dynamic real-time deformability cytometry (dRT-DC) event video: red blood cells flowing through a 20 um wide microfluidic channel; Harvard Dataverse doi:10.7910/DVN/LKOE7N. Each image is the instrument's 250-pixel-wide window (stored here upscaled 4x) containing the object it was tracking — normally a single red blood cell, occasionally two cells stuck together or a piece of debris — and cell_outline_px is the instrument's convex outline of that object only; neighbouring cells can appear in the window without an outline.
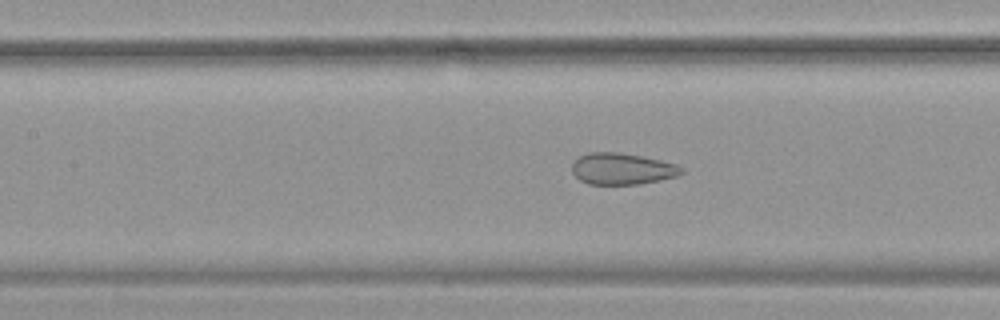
{"species": "common noctule bat (a hibernating species)", "species_latin": "Nyctalus noctula", "temperature_condition": "warm", "stored_images_in_passage": 54, "camera_frame_rate_fps": 3000, "um_per_image_px": 0.085, "animal": {"sex": "female", "body_mass_g": 19.9}, "frame": {"image": 1, "passage_image": 25, "time_ms": 8.0, "image_size_px": [1000, 320], "cell_outline_px": [[684, 172], [676, 176], [660, 180], [640, 184], [588, 184], [580, 180], [572, 172], [572, 164], [580, 156], [588, 152], [620, 152], [660, 160], [676, 164], [684, 168]], "centroid_in_image_um": [52.88, 14.35], "position_along_channel_um": 154.5, "area_um2": 20.06}}
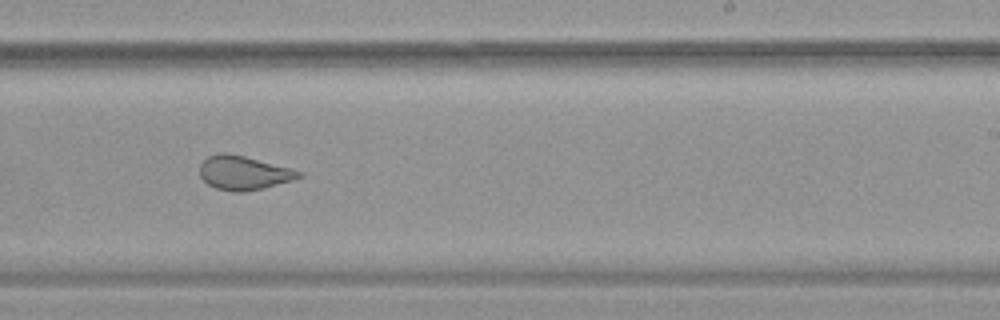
{"frame": {"image": 2, "passage_image": 34, "time_ms": 11.0, "image_size_px": [1000, 320], "cell_outline_px": [[304, 176], [292, 180], [244, 192], [236, 192], [216, 188], [208, 184], [200, 176], [200, 164], [208, 156], [216, 152], [228, 152], [292, 168], [304, 172]], "centroid_in_image_um": [20.71, 14.67], "position_along_channel_um": 268.3, "area_um2": 19.59}}
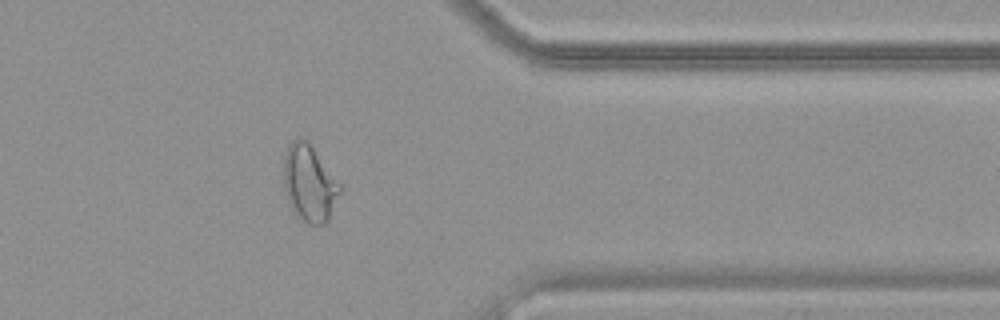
{"frame": {"image": 3, "passage_image": 44, "time_ms": 14.333, "image_size_px": [1000, 320], "cell_outline_px": [[340, 192], [328, 220], [324, 224], [308, 224], [296, 216], [292, 208], [284, 188], [284, 156], [288, 144], [292, 140], [300, 136], [304, 136], [308, 140], [340, 184]], "centroid_in_image_um": [26.27, 15.54], "position_along_channel_um": 385.1, "area_um2": 25.03}, "authors_computed_cell_mechanics": {"area_um2": 25.6632, "velocity_mm_per_s": 3.8105, "shape_relaxation_time_tau1_ms": null, "shape_relaxation_time_tau2_ms": 0.8411, "deformation_change_tau1": null, "deformation_change_tau2": 0.078}}